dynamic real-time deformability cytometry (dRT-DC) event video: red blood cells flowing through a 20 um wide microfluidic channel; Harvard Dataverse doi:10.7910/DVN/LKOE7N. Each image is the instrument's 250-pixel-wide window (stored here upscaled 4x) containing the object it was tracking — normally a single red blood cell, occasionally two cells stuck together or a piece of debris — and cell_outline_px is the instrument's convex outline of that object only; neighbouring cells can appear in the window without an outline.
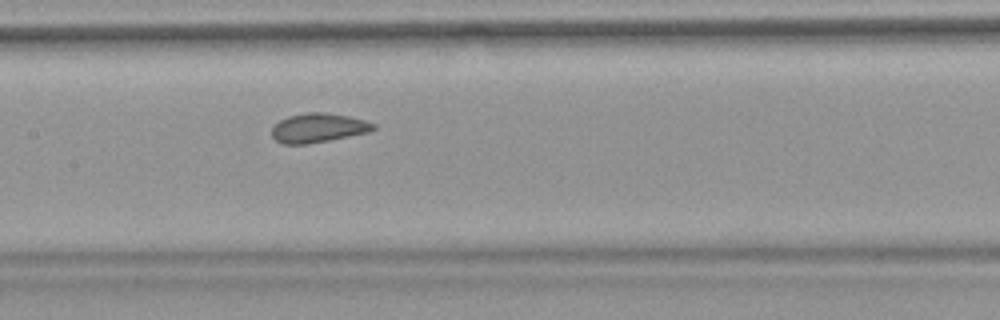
{"species": "common noctule bat (a hibernating species)", "species_latin": "Nyctalus noctula", "temperature_condition": "warm", "stored_images_in_passage": 48, "camera_frame_rate_fps": 3000, "um_per_image_px": 0.085, "animal": {"sex": "female", "body_mass_g": 18.4}, "frame": {"image": 1, "passage_image": 21, "time_ms": 6.667, "image_size_px": [1000, 320], "cell_outline_px": [[376, 128], [368, 132], [308, 144], [284, 144], [276, 140], [272, 136], [272, 124], [288, 116], [304, 112], [324, 112], [348, 116], [364, 120], [376, 124]], "centroid_in_image_um": [27.01, 10.86], "position_along_channel_um": 180.4, "area_um2": 17.28}, "authors_computed_cell_mechanics": {"area_um2": 17.8891, "velocity_mm_per_s": 3.8037, "shape_relaxation_time_tau1_ms": 10.7257, "shape_relaxation_time_tau2_ms": 0.8509, "deformation_change_tau1": 0.1228, "deformation_change_tau2": 0.0529}}